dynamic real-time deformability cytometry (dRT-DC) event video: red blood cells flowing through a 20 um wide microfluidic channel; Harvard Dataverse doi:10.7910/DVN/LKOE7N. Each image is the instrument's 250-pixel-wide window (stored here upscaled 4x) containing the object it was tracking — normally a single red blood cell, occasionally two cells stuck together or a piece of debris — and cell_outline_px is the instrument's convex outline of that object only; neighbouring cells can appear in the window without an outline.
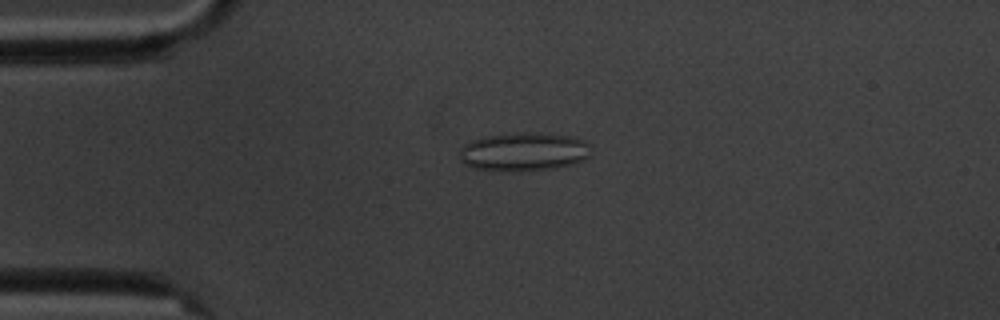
{"species": "common noctule bat (a hibernating species)", "species_latin": "Nyctalus noctula", "temperature_condition": "cold", "stored_images_in_passage": 2, "camera_frame_rate_fps": 3000, "um_per_image_px": 0.085, "animal": {"sex": "male", "body_mass_g": 20.1, "forearm_length_mm": 53.5}, "frame": {"image": 1, "passage_image": 1, "time_ms": 0.0, "image_size_px": [1000, 320], "cell_outline_px": [[588, 156], [584, 160], [572, 164], [556, 168], [520, 172], [512, 172], [472, 168], [464, 164], [460, 160], [460, 148], [468, 140], [484, 136], [516, 132], [540, 132], [572, 136], [584, 140], [588, 144]], "centroid_in_image_um": [44.47, 12.89], "position_along_channel_um": 40.5, "area_um2": 30.17}}